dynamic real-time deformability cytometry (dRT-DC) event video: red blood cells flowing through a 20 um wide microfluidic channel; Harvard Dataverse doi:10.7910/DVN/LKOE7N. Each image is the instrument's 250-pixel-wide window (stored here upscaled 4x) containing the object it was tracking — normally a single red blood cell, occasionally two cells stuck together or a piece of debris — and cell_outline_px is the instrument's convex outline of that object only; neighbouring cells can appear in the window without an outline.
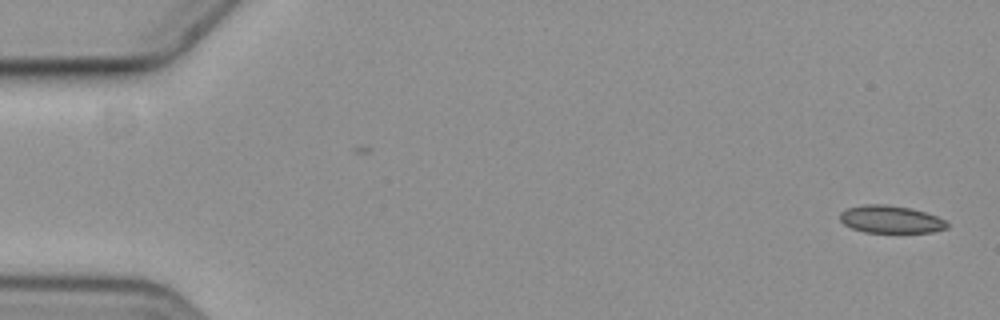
{"species": "common noctule bat (a hibernating species)", "species_latin": "Nyctalus noctula", "temperature_condition": "cold", "stored_images_in_passage": 58, "camera_frame_rate_fps": 3000, "um_per_image_px": 0.085, "animal": {"sex": "female", "body_mass_g": 19.3, "forearm_length_mm": 54.1}, "frame": {"image": 1, "passage_image": 1, "time_ms": 0.0, "image_size_px": [1000, 320], "cell_outline_px": [[948, 228], [932, 232], [864, 232], [852, 228], [844, 224], [840, 220], [840, 212], [848, 208], [864, 204], [884, 204], [908, 208], [924, 212], [936, 216], [944, 220], [948, 224]], "centroid_in_image_um": [75.69, 18.65], "position_along_channel_um": 9.3, "area_um2": 16.99}}
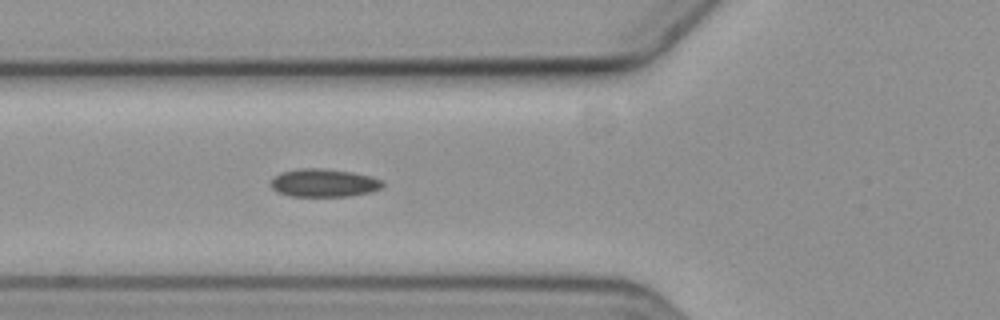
{"frame": {"image": 2, "passage_image": 21, "time_ms": 6.667, "image_size_px": [1000, 320], "cell_outline_px": [[384, 184], [380, 188], [372, 192], [348, 196], [292, 196], [276, 192], [272, 188], [272, 180], [280, 172], [296, 168], [324, 168], [352, 172], [372, 176], [384, 180]], "centroid_in_image_um": [27.55, 15.54], "position_along_channel_um": 98.2, "area_um2": 18.44}}
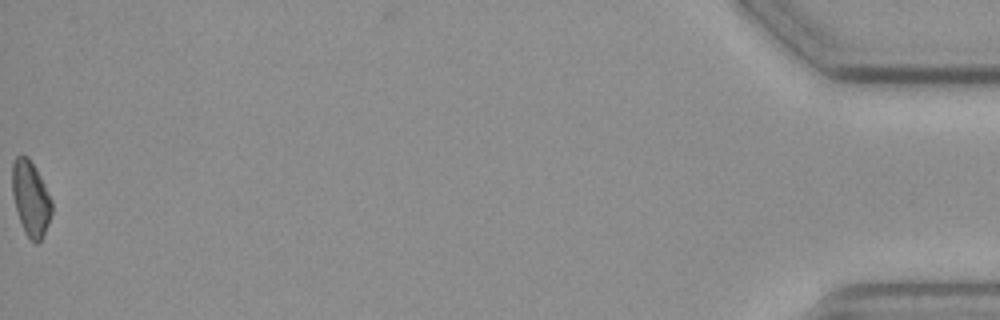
{"frame": {"image": 3, "passage_image": 58, "time_ms": 19.0, "image_size_px": [1000, 320], "cell_outline_px": [[52, 212], [44, 236], [36, 244], [24, 232], [12, 196], [12, 164], [16, 156], [28, 156], [36, 168], [52, 200]], "centroid_in_image_um": [2.61, 16.86], "position_along_channel_um": 432.6, "area_um2": 17.22}}